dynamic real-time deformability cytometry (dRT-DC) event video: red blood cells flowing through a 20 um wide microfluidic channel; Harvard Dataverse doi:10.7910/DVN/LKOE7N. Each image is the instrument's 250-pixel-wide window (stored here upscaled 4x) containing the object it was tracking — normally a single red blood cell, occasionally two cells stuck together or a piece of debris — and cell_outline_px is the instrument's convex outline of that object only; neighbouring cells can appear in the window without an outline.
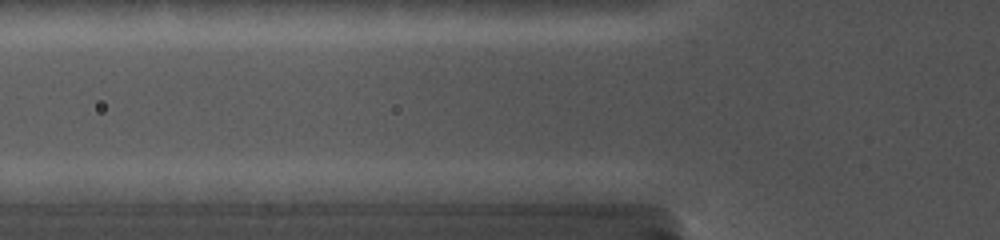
{"species": "common noctule bat (a hibernating species)", "species_latin": "Nyctalus noctula", "temperature_condition": "cold", "stored_images_in_passage": 5, "camera_frame_rate_fps": 5000, "um_per_image_px": 0.085, "animal": {"sex": "female", "body_mass_g": 19.0, "forearm_length_mm": 56.7}, "frame": {"image": 1, "passage_image": 5, "time_ms": 1.0, "image_size_px": [1000, 240], "cell_outline_px": [[540, 148], [528, 152], [444, 152], [400, 148], [400, 144], [408, 140], [532, 140], [540, 144]], "centroid_in_image_um": [40.13, 12.39], "position_along_channel_um": 85.7, "area_um2": 11.1}}